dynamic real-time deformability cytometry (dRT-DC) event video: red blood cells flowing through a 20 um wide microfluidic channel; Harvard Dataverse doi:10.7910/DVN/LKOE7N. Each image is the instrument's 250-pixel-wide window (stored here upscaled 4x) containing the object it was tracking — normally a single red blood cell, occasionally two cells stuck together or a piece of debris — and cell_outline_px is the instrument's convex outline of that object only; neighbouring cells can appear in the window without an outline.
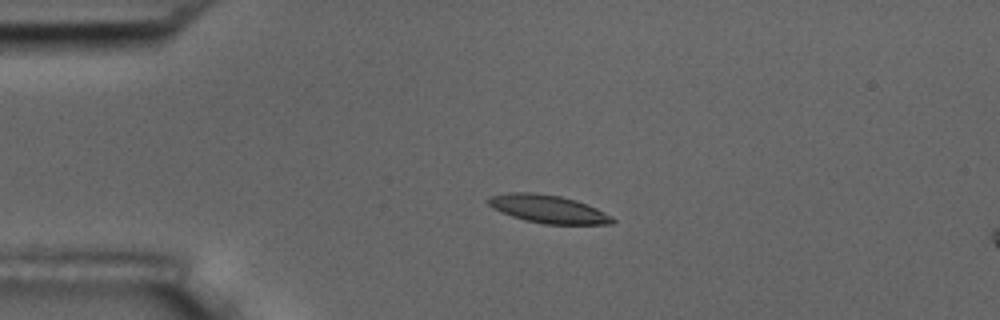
{"species": "common noctule bat (a hibernating species)", "species_latin": "Nyctalus noctula", "temperature_condition": "room temperature", "stored_images_in_passage": 6, "camera_frame_rate_fps": 3000, "um_per_image_px": 0.085, "animal": {"sex": "male", "body_mass_g": 17.5, "forearm_length_mm": 52.3}, "frame": {"image": 1, "passage_image": 4, "time_ms": 4.333, "image_size_px": [1000, 320], "cell_outline_px": [[616, 220], [612, 224], [544, 224], [524, 220], [500, 212], [492, 208], [488, 204], [488, 196], [508, 192], [536, 192], [560, 196], [576, 200], [596, 208], [612, 216]], "centroid_in_image_um": [46.56, 17.76], "position_along_channel_um": 38.4, "area_um2": 20.4}}